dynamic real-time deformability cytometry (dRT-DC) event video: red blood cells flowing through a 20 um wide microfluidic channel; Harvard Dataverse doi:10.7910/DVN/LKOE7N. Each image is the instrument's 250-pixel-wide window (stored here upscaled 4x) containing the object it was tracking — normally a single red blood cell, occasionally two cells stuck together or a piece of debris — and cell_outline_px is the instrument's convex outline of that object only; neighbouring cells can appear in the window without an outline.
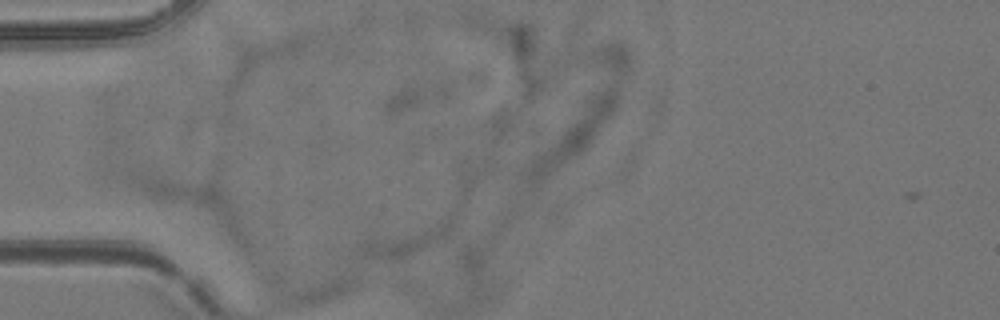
{"species": "common noctule bat (a hibernating species)", "species_latin": "Nyctalus noctula", "temperature_condition": "room temperature", "stored_images_in_passage": 6, "camera_frame_rate_fps": 3000, "um_per_image_px": 0.085, "animal": {"sex": "female", "body_mass_g": 24.6, "forearm_length_mm": 56.2}, "frame": {"image": 1, "passage_image": 2, "time_ms": 0.333, "image_size_px": [1000, 320], "cell_outline_px": [[452, 224], [444, 236], [396, 260], [364, 256], [360, 248], [368, 240], [448, 220], [452, 220]], "centroid_in_image_um": [34.4, 20.52], "position_along_channel_um": 50.6, "area_um2": 12.83}}